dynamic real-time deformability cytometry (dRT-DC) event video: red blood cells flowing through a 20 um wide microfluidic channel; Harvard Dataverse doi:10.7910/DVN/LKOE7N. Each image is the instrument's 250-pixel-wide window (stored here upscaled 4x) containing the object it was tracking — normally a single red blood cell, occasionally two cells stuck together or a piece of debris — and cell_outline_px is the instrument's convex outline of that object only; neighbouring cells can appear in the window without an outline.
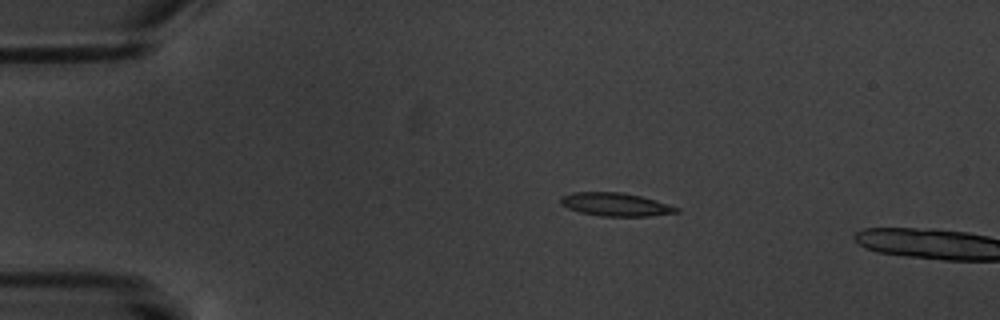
{"species": "common noctule bat (a hibernating species)", "species_latin": "Nyctalus noctula", "temperature_condition": "warm", "stored_images_in_passage": 4, "camera_frame_rate_fps": 3000, "um_per_image_px": 0.085, "animal": {"sex": "male", "body_mass_g": 20.1, "forearm_length_mm": 53.5}, "frame": {"image": 1, "passage_image": 3, "time_ms": 3.333, "image_size_px": [1000, 320], "cell_outline_px": [[680, 212], [648, 216], [600, 216], [580, 212], [568, 208], [560, 204], [560, 196], [572, 192], [624, 192], [656, 200], [680, 208]], "centroid_in_image_um": [52.31, 17.37], "position_along_channel_um": 32.7, "area_um2": 15.78}}